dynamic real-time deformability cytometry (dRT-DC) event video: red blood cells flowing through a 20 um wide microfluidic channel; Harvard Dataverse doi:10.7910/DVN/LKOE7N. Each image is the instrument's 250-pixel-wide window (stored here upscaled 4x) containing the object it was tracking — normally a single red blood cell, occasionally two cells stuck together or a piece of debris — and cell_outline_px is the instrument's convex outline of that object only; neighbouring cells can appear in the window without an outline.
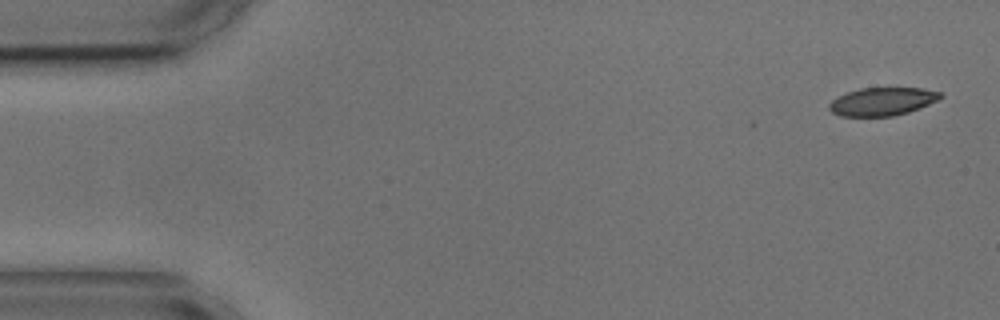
{"species": "common noctule bat (a hibernating species)", "species_latin": "Nyctalus noctula", "temperature_condition": "cold", "stored_images_in_passage": 4, "camera_frame_rate_fps": 3000, "um_per_image_px": 0.085, "animal": {"sex": "male", "body_mass_g": 17.9, "forearm_length_mm": 54.2}, "frame": {"image": 1, "passage_image": 1, "time_ms": 0.0, "image_size_px": [1000, 320], "cell_outline_px": [[944, 96], [920, 108], [908, 112], [892, 116], [840, 116], [832, 112], [828, 108], [828, 104], [832, 100], [848, 92], [860, 88], [924, 88], [944, 92]], "centroid_in_image_um": [75.02, 8.62], "position_along_channel_um": 10.0, "area_um2": 18.21}}
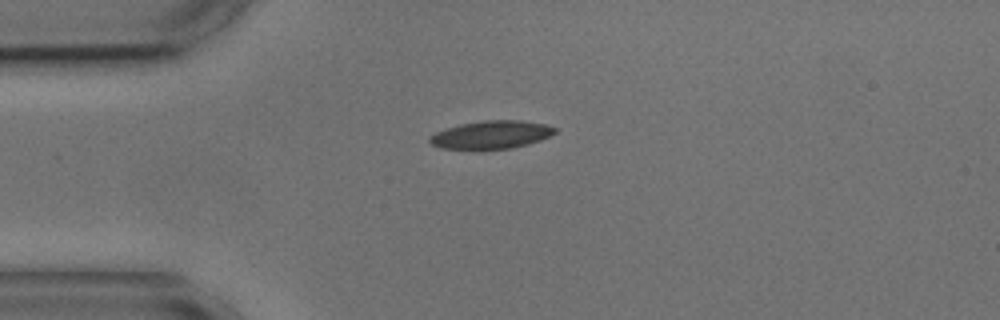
{"frame": {"image": 2, "passage_image": 4, "time_ms": 3.667, "image_size_px": [1000, 320], "cell_outline_px": [[556, 132], [540, 140], [528, 144], [512, 148], [476, 152], [440, 148], [432, 144], [428, 140], [428, 136], [436, 132], [460, 124], [484, 120], [520, 120], [544, 124], [556, 128]], "centroid_in_image_um": [41.69, 11.5], "position_along_channel_um": 43.3, "area_um2": 21.1}}